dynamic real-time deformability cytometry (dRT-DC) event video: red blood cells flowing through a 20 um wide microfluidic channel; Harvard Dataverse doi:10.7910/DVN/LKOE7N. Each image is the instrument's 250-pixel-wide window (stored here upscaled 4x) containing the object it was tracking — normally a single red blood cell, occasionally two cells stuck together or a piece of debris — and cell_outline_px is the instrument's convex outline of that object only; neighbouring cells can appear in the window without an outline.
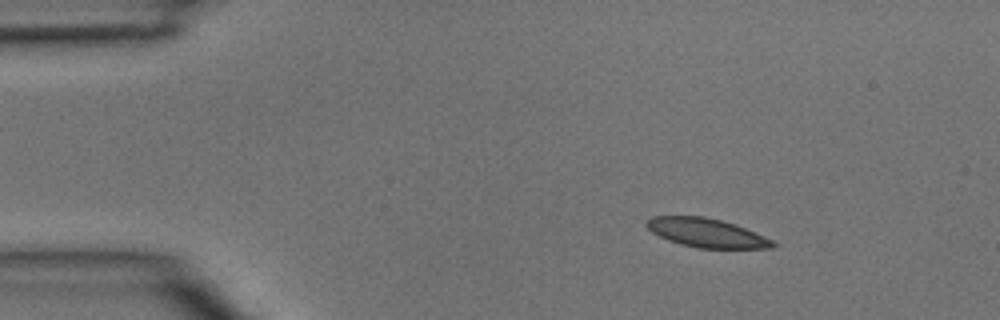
{"species": "common noctule bat (a hibernating species)", "species_latin": "Nyctalus noctula", "temperature_condition": "room temperature", "stored_images_in_passage": 4, "camera_frame_rate_fps": 3000, "um_per_image_px": 0.085, "animal": {"sex": "male", "body_mass_g": 15.6}, "frame": {"image": 1, "passage_image": 2, "time_ms": 0.333, "image_size_px": [1000, 320], "cell_outline_px": [[776, 244], [772, 248], [696, 248], [680, 244], [668, 240], [652, 232], [644, 224], [652, 216], [704, 216], [736, 224], [764, 236], [772, 240]], "centroid_in_image_um": [60.04, 19.79], "position_along_channel_um": 25.0, "area_um2": 21.15}}
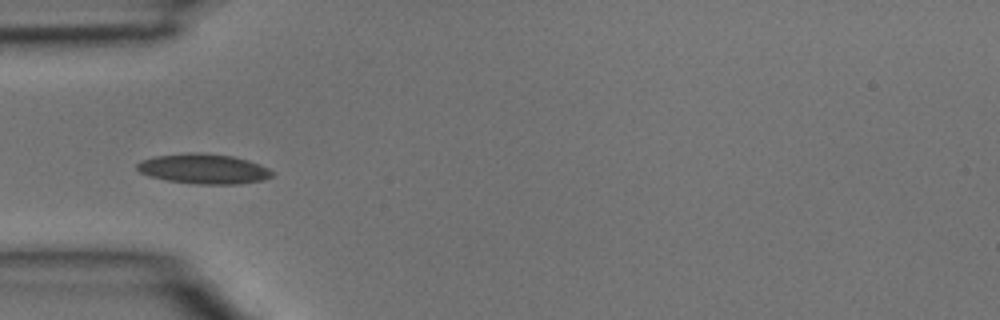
{"frame": {"image": 2, "passage_image": 4, "time_ms": 1.0, "image_size_px": [1000, 320], "cell_outline_px": [[276, 172], [272, 176], [264, 180], [240, 184], [196, 184], [168, 180], [152, 176], [140, 172], [136, 168], [136, 164], [140, 160], [152, 156], [188, 152], [200, 152], [232, 156], [248, 160], [260, 164]], "centroid_in_image_um": [17.33, 14.34], "position_along_channel_um": 67.7, "area_um2": 23.81}}